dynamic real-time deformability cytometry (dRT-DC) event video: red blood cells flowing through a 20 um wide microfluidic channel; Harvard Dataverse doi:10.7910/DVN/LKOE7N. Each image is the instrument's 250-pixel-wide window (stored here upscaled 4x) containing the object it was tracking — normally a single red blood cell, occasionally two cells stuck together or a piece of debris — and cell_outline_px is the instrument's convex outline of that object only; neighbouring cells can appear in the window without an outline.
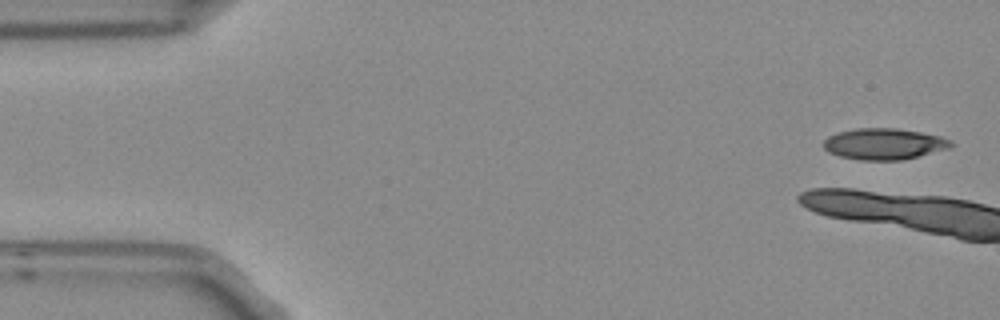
{"species": "Egyptian fruit bat (a non-hibernating species)", "species_latin": "Rousettus aegyptiacus", "temperature_condition": "room temperature", "stored_images_in_passage": 6, "camera_frame_rate_fps": 3000, "um_per_image_px": 0.085, "frame": {"image": 1, "passage_image": 1, "time_ms": 0.0, "image_size_px": [1000, 320], "cell_outline_px": [[956, 144], [948, 148], [900, 160], [860, 160], [840, 156], [828, 152], [824, 148], [824, 140], [828, 136], [840, 132], [856, 128], [896, 128], [920, 132], [940, 136], [952, 140]], "centroid_in_image_um": [75.14, 12.23], "position_along_channel_um": 9.9, "area_um2": 23.0}}
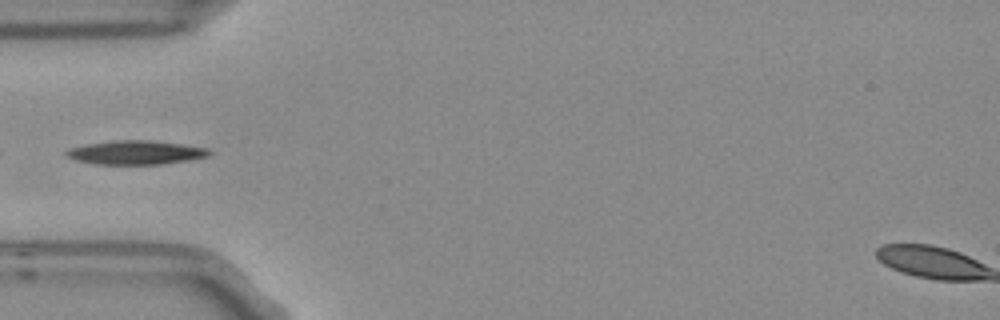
{"frame": {"image": 2, "passage_image": 6, "time_ms": 1.667, "image_size_px": [1000, 320], "cell_outline_px": [[212, 152], [208, 156], [188, 160], [160, 164], [92, 164], [76, 160], [64, 156], [64, 152], [68, 148], [88, 144], [116, 140], [148, 140], [180, 144], [208, 148]], "centroid_in_image_um": [11.49, 12.97], "position_along_channel_um": 73.5, "area_um2": 19.83}}